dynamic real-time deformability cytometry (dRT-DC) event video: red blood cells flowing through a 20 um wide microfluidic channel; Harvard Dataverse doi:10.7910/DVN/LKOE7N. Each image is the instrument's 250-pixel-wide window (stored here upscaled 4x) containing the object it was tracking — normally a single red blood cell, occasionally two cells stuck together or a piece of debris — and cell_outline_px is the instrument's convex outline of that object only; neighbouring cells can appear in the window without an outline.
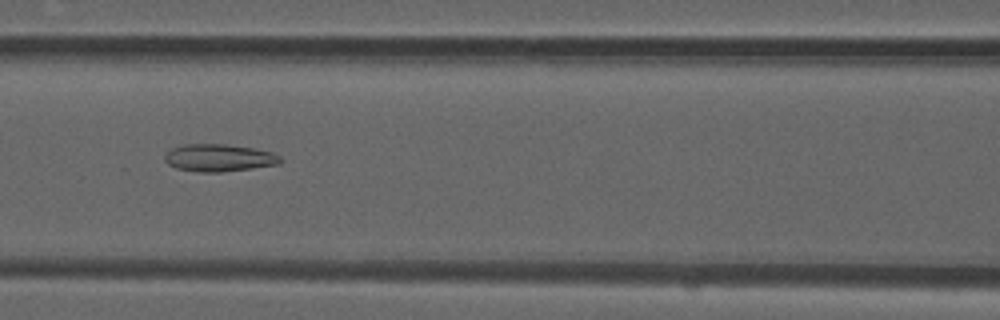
{"species": "common noctule bat (a hibernating species)", "species_latin": "Nyctalus noctula", "temperature_condition": "room temperature", "stored_images_in_passage": 40, "camera_frame_rate_fps": 3000, "um_per_image_px": 0.085, "animal": {"sex": "male", "forearm_length_mm": 52.5}, "frame": {"image": 1, "passage_image": 10, "time_ms": 3.0, "image_size_px": [1000, 320], "cell_outline_px": [[284, 160], [280, 164], [252, 168], [220, 172], [196, 172], [176, 168], [168, 164], [164, 160], [164, 156], [172, 148], [184, 144], [224, 144], [252, 148], [272, 152], [280, 156]], "centroid_in_image_um": [18.62, 13.42], "position_along_channel_um": 148.0, "area_um2": 18.5}}
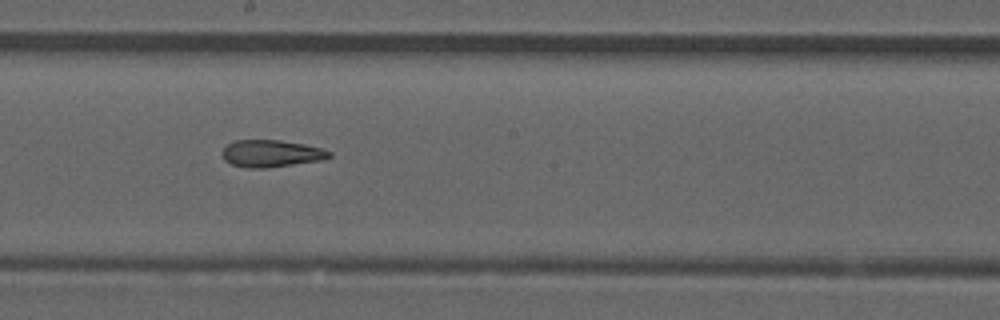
{"frame": {"image": 2, "passage_image": 16, "time_ms": 5.0, "image_size_px": [1000, 320], "cell_outline_px": [[332, 156], [324, 160], [268, 168], [248, 168], [232, 164], [224, 160], [220, 152], [228, 144], [236, 140], [280, 140], [304, 144], [320, 148], [332, 152]], "centroid_in_image_um": [23.06, 13.05], "position_along_channel_um": 225.1, "area_um2": 17.05}}
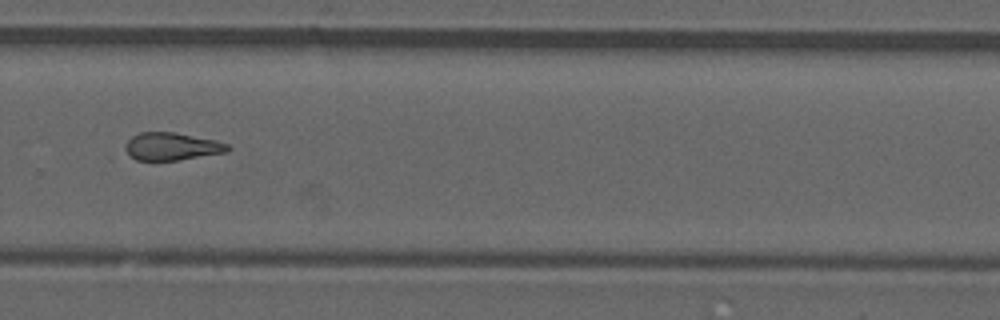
{"frame": {"image": 3, "passage_image": 23, "time_ms": 7.333, "image_size_px": [1000, 320], "cell_outline_px": [[232, 148], [228, 152], [180, 160], [136, 160], [124, 148], [128, 140], [132, 136], [140, 132], [172, 132], [216, 140], [228, 144]], "centroid_in_image_um": [14.65, 12.45], "position_along_channel_um": 315.2, "area_um2": 16.47}, "authors_computed_cell_mechanics": {"area_um2": 17.1088, "velocity_mm_per_s": 3.869, "shape_relaxation_time_tau1_ms": null, "shape_relaxation_time_tau2_ms": 3.9594, "deformation_change_tau1": null, "deformation_change_tau2": 0.1196}}